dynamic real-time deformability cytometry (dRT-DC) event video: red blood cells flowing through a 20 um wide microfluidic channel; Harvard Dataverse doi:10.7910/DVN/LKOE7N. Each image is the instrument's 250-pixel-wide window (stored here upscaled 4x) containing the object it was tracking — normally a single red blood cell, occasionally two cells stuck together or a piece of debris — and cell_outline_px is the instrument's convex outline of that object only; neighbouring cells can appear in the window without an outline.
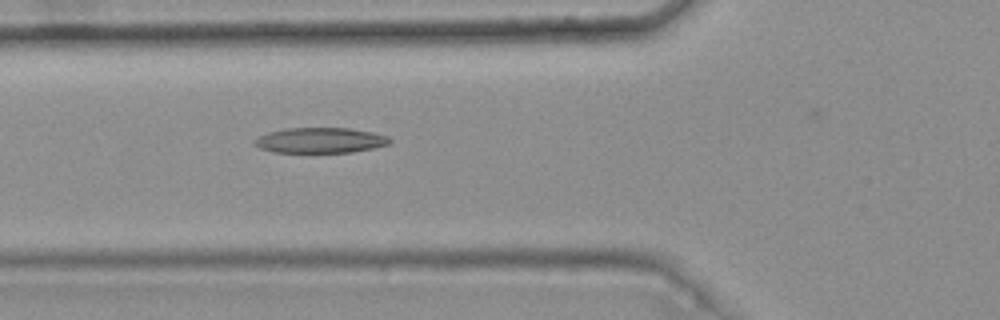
{"species": "common noctule bat (a hibernating species)", "species_latin": "Nyctalus noctula", "temperature_condition": "warm", "stored_images_in_passage": 5, "camera_frame_rate_fps": 3000, "um_per_image_px": 0.085, "animal": {"sex": "female", "body_mass_g": 25.1}, "frame": {"image": 1, "passage_image": 5, "time_ms": 1.333, "image_size_px": [1000, 320], "cell_outline_px": [[392, 140], [388, 144], [372, 148], [352, 152], [272, 152], [260, 148], [252, 144], [252, 140], [268, 132], [288, 128], [348, 128], [372, 132], [388, 136]], "centroid_in_image_um": [27.19, 11.92], "position_along_channel_um": 98.6, "area_um2": 19.94}}